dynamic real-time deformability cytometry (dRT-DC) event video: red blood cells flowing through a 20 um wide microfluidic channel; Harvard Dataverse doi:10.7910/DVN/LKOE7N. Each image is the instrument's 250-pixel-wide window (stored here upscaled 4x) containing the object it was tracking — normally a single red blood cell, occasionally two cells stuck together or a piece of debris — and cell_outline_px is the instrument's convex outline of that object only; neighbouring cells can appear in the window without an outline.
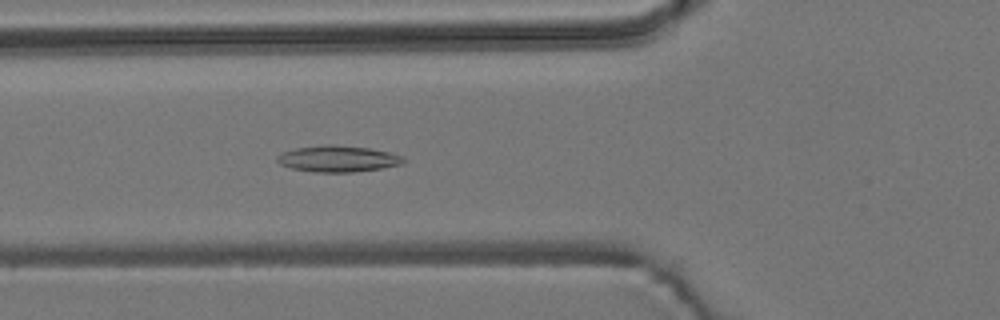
{"species": "common noctule bat (a hibernating species)", "species_latin": "Nyctalus noctula", "temperature_condition": "room temperature", "stored_images_in_passage": 6, "camera_frame_rate_fps": 3000, "um_per_image_px": 0.085, "animal": {"sex": "male", "body_mass_g": 19.2, "forearm_length_mm": 51.8}, "frame": {"image": 1, "passage_image": 6, "time_ms": 1.667, "image_size_px": [1000, 320], "cell_outline_px": [[408, 160], [400, 164], [380, 168], [352, 172], [312, 172], [292, 168], [280, 164], [276, 160], [276, 156], [280, 152], [296, 148], [324, 144], [332, 144], [368, 148], [388, 152], [400, 156]], "centroid_in_image_um": [28.66, 13.49], "position_along_channel_um": 97.1, "area_um2": 19.31}}